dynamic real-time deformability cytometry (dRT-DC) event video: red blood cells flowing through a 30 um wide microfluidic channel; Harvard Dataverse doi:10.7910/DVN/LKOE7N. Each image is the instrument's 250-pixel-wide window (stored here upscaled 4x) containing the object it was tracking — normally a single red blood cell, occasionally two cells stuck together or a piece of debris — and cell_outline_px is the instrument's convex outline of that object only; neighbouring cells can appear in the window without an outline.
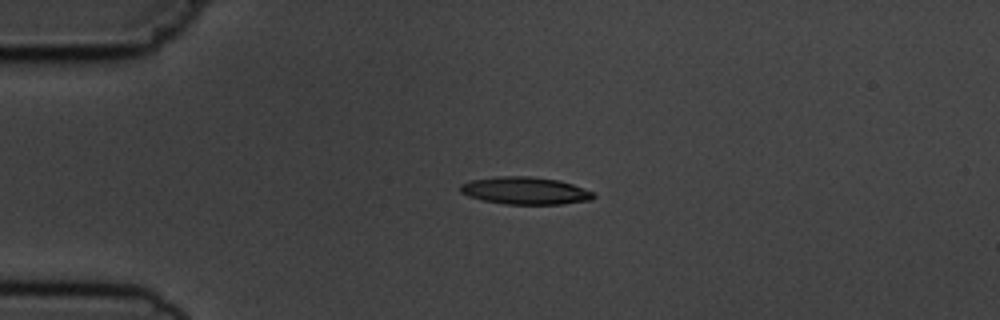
{"species": "common noctule bat (a hibernating species)", "species_latin": "Nyctalus noctula", "temperature_condition": "cold", "stored_images_in_passage": 2, "camera_frame_rate_fps": 3000, "um_per_image_px": 0.085, "animal": {"sex": "male", "body_mass_g": 19.5, "forearm_length_mm": 54.6}, "frame": {"image": 1, "passage_image": 1, "time_ms": 0.0, "image_size_px": [1000, 320], "cell_outline_px": [[596, 196], [592, 200], [560, 204], [504, 204], [484, 200], [468, 196], [460, 192], [460, 184], [468, 180], [496, 176], [532, 176], [560, 180], [572, 184], [592, 192]], "centroid_in_image_um": [44.61, 16.2], "position_along_channel_um": 40.4, "area_um2": 21.39}}